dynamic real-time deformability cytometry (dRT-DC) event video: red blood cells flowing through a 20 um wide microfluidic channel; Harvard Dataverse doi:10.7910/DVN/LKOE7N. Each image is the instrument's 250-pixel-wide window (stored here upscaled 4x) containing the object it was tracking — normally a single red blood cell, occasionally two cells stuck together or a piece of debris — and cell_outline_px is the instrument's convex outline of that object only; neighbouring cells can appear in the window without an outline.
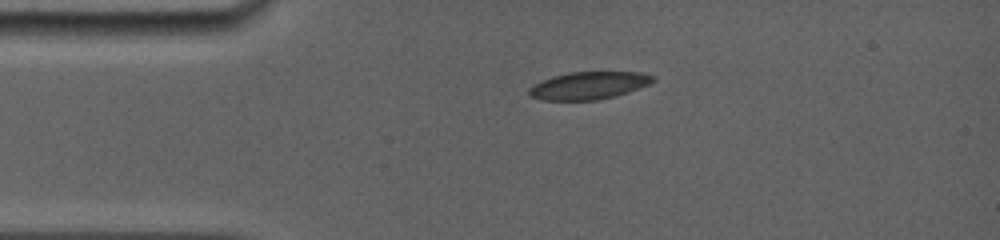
{"species": "common noctule bat (a hibernating species)", "species_latin": "Nyctalus noctula", "temperature_condition": "room temperature", "stored_images_in_passage": 31, "camera_frame_rate_fps": 5000, "um_per_image_px": 0.085, "animal": {"sex": "female", "body_mass_g": 19.0, "forearm_length_mm": 56.7}, "frame": {"image": 1, "passage_image": 1, "time_ms": 0.0, "image_size_px": [1000, 240], "cell_outline_px": [[656, 80], [640, 88], [616, 96], [596, 100], [544, 100], [528, 96], [528, 88], [532, 84], [552, 76], [568, 72], [640, 72], [656, 76]], "centroid_in_image_um": [50.03, 7.26], "position_along_channel_um": 35.0, "area_um2": 20.11}}
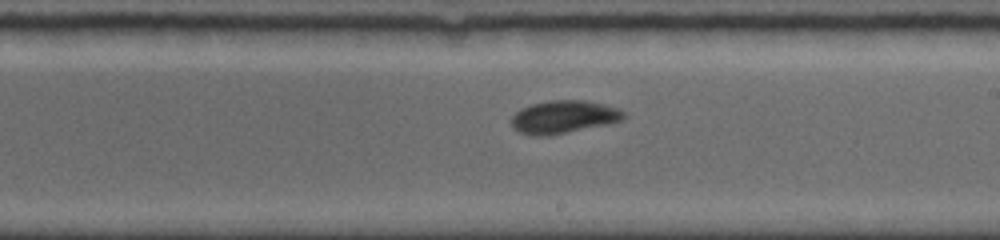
{"frame": {"image": 2, "passage_image": 16, "time_ms": 6.0, "image_size_px": [1000, 240], "cell_outline_px": [[628, 116], [624, 120], [612, 124], [548, 136], [532, 136], [520, 132], [512, 128], [512, 116], [520, 108], [532, 104], [548, 100], [584, 100], [604, 104], [628, 112]], "centroid_in_image_um": [47.97, 9.95], "position_along_channel_um": 241.0, "area_um2": 22.02}}
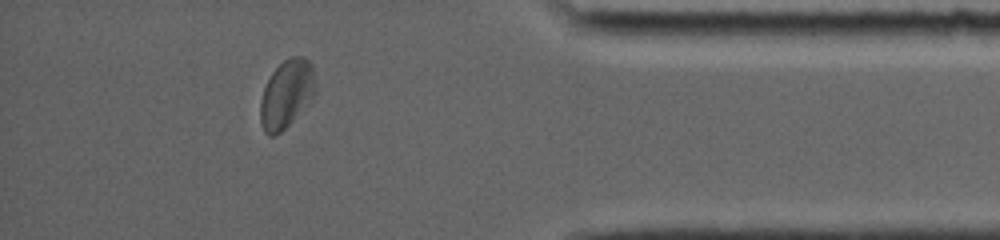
{"frame": {"image": 3, "passage_image": 28, "time_ms": 10.8, "image_size_px": [1000, 240], "cell_outline_px": [[316, 92], [312, 100], [276, 136], [268, 136], [264, 132], [260, 120], [260, 100], [264, 88], [272, 72], [288, 56], [304, 56], [312, 64], [316, 84]], "centroid_in_image_um": [24.37, 7.97], "position_along_channel_um": 410.8, "area_um2": 22.02}}